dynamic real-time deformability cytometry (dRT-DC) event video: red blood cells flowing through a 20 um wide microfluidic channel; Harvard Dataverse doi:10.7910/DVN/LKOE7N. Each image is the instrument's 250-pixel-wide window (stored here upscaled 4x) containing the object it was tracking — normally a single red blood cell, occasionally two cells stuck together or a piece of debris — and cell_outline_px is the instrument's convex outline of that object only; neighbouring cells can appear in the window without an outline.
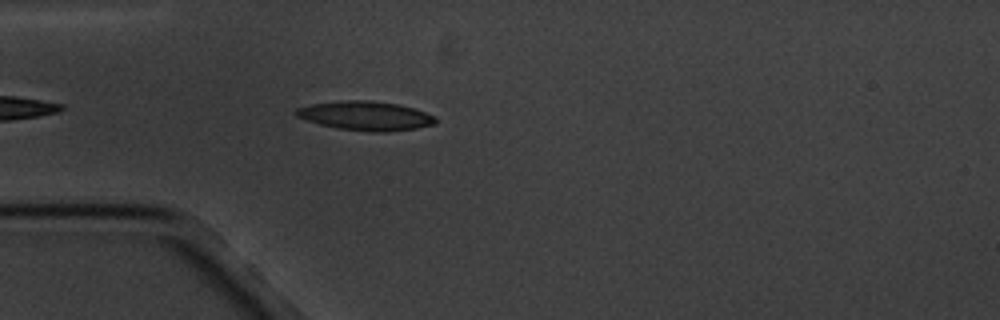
{"species": "common noctule bat (a hibernating species)", "species_latin": "Nyctalus noctula", "temperature_condition": "cold", "stored_images_in_passage": 4, "camera_frame_rate_fps": 3000, "um_per_image_px": 0.085, "animal": {"sex": "male", "body_mass_g": 20.1, "forearm_length_mm": 53.5}, "frame": {"image": 1, "passage_image": 4, "time_ms": 3.333, "image_size_px": [1000, 320], "cell_outline_px": [[436, 124], [416, 128], [384, 132], [372, 132], [336, 128], [320, 124], [296, 116], [296, 108], [312, 104], [344, 100], [368, 100], [396, 104], [412, 108], [436, 116]], "centroid_in_image_um": [31.09, 9.85], "position_along_channel_um": 53.9, "area_um2": 23.41}}